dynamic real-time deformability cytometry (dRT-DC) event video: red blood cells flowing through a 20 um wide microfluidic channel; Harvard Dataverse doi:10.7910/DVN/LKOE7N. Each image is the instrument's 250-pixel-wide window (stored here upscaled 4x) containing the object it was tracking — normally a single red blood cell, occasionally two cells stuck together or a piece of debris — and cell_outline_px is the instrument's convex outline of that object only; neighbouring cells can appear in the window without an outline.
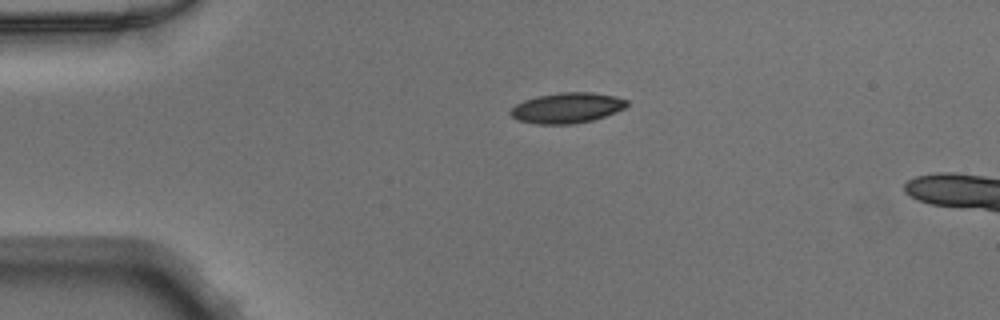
{"species": "Egyptian fruit bat (a non-hibernating species)", "species_latin": "Rousettus aegyptiacus", "temperature_condition": "warm", "stored_images_in_passage": 6, "camera_frame_rate_fps": 3000, "um_per_image_px": 0.085, "animal": {"sex": "male"}, "frame": {"image": 1, "passage_image": 1, "time_ms": 0.0, "image_size_px": [1000, 320], "cell_outline_px": [[628, 104], [624, 108], [604, 116], [592, 120], [572, 124], [536, 124], [516, 120], [508, 112], [516, 104], [524, 100], [536, 96], [560, 92], [592, 92], [616, 96], [628, 100]], "centroid_in_image_um": [48.17, 9.16], "position_along_channel_um": 36.8, "area_um2": 20.69}}